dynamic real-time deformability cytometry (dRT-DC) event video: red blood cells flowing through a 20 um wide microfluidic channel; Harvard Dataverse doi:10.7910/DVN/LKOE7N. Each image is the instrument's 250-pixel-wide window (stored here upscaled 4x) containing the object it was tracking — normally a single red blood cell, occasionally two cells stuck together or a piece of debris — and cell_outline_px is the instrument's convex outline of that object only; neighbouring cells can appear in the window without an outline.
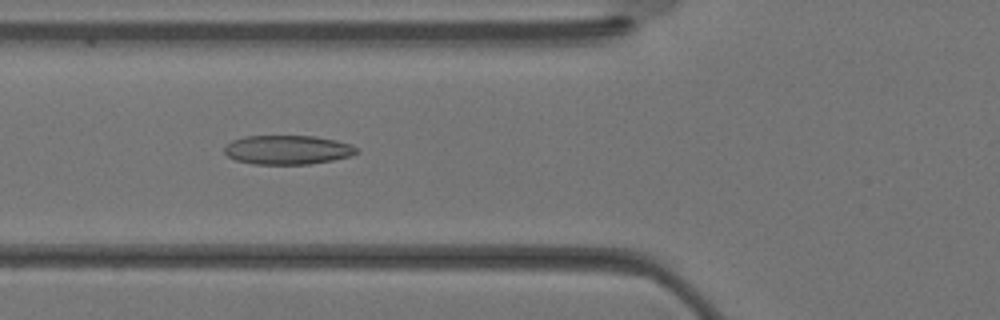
{"species": "Egyptian fruit bat (a non-hibernating species)", "species_latin": "Rousettus aegyptiacus", "temperature_condition": "warm", "stored_images_in_passage": 35, "camera_frame_rate_fps": 3000, "um_per_image_px": 0.085, "animal": {"sex": "female"}, "frame": {"image": 1, "passage_image": 13, "time_ms": 4.0, "image_size_px": [1000, 320], "cell_outline_px": [[360, 152], [352, 156], [332, 160], [308, 164], [252, 164], [236, 160], [228, 156], [224, 152], [224, 148], [232, 140], [244, 136], [316, 136], [336, 140], [352, 144]], "centroid_in_image_um": [24.47, 12.73], "position_along_channel_um": 101.3, "area_um2": 22.54}}
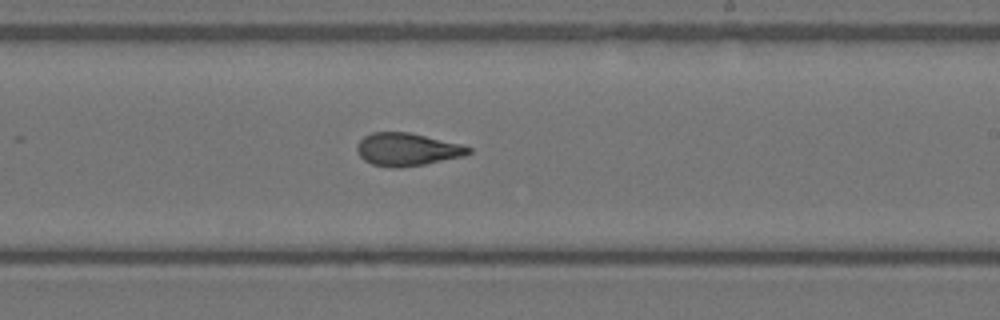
{"frame": {"image": 2, "passage_image": 21, "time_ms": 6.667, "image_size_px": [1000, 320], "cell_outline_px": [[472, 152], [464, 156], [424, 164], [400, 168], [392, 168], [372, 164], [364, 160], [356, 152], [356, 144], [364, 136], [372, 132], [408, 132], [460, 144], [472, 148]], "centroid_in_image_um": [34.57, 12.71], "position_along_channel_um": 254.4, "area_um2": 21.33}}
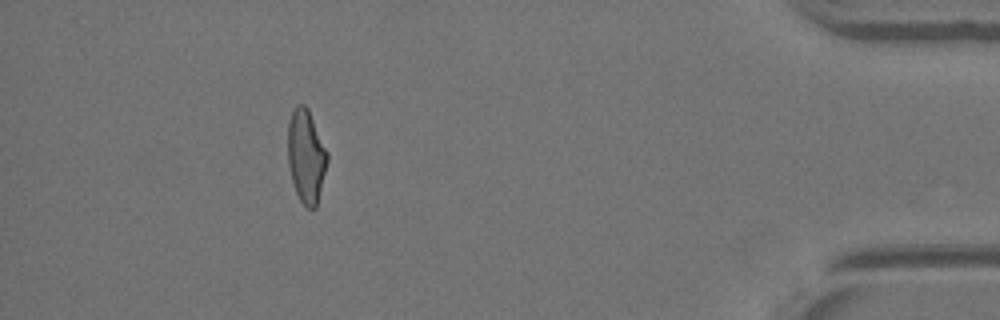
{"frame": {"image": 3, "passage_image": 32, "time_ms": 10.333, "image_size_px": [1000, 320], "cell_outline_px": [[328, 160], [316, 208], [308, 208], [300, 200], [296, 192], [292, 180], [288, 164], [288, 124], [292, 112], [296, 104], [304, 104], [308, 108], [328, 152]], "centroid_in_image_um": [26.02, 13.25], "position_along_channel_um": 409.2, "area_um2": 21.39}}